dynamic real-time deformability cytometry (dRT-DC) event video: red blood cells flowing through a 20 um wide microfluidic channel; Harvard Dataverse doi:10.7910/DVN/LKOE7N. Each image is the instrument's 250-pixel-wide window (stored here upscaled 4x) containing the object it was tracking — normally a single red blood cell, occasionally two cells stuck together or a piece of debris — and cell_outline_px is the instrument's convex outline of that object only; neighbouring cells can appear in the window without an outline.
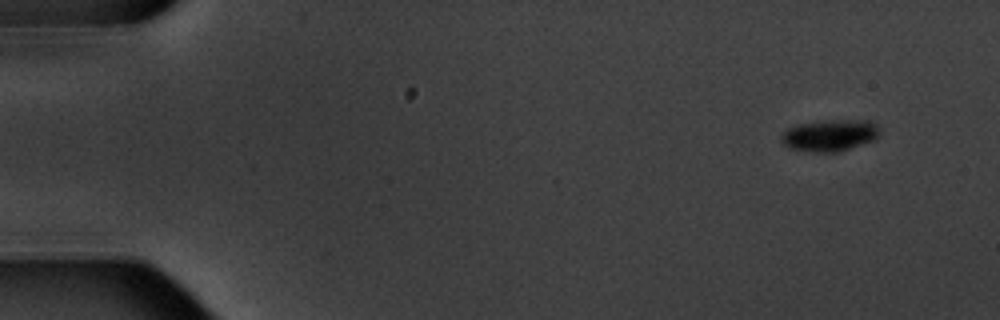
{"species": "common noctule bat (a hibernating species)", "species_latin": "Nyctalus noctula", "temperature_condition": "warm", "stored_images_in_passage": 5, "camera_frame_rate_fps": 3000, "um_per_image_px": 0.085, "animal": {"sex": "male", "body_mass_g": 20.1, "forearm_length_mm": 53.5}, "frame": {"image": 1, "passage_image": 1, "time_ms": 0.0, "image_size_px": [1000, 320], "cell_outline_px": [[880, 132], [876, 140], [840, 152], [816, 152], [788, 148], [780, 140], [780, 136], [788, 128], [800, 124], [832, 120], [868, 120], [876, 124], [880, 128]], "centroid_in_image_um": [70.58, 11.52], "position_along_channel_um": 14.4, "area_um2": 18.26}}
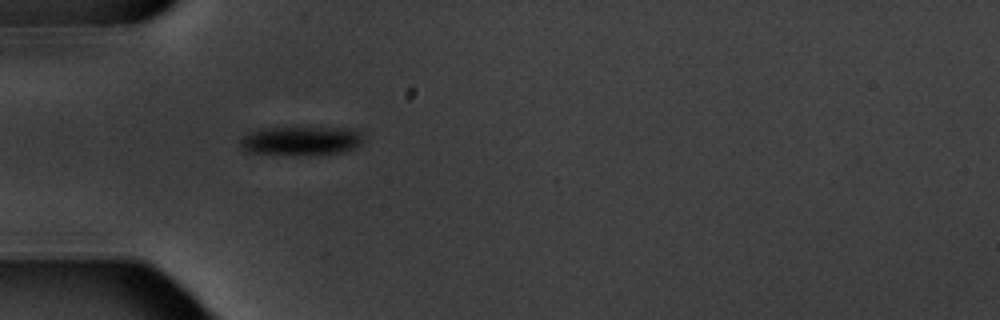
{"frame": {"image": 2, "passage_image": 5, "time_ms": 4.667, "image_size_px": [1000, 320], "cell_outline_px": [[364, 140], [360, 144], [344, 152], [244, 152], [240, 144], [240, 140], [248, 132], [260, 128], [356, 128], [364, 136]], "centroid_in_image_um": [25.62, 11.9], "position_along_channel_um": 59.4, "area_um2": 19.77}}